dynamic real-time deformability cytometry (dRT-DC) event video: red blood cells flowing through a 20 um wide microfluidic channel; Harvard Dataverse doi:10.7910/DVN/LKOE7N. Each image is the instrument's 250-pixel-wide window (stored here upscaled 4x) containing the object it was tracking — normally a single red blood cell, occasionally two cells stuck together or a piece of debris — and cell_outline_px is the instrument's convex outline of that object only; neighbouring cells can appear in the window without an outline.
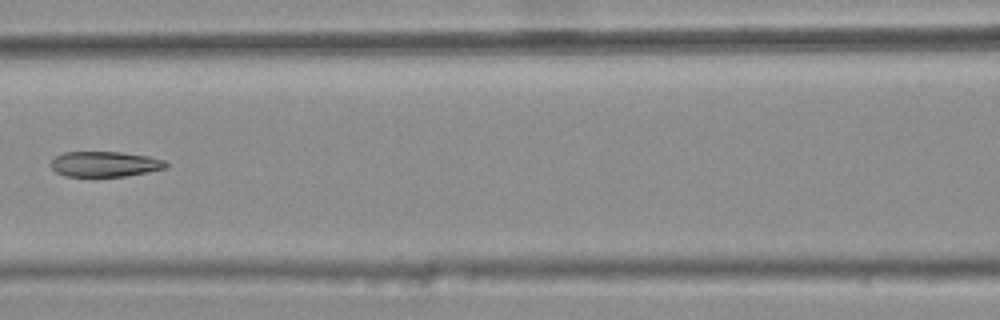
{"species": "common noctule bat (a hibernating species)", "species_latin": "Nyctalus noctula", "temperature_condition": "warm", "stored_images_in_passage": 6, "camera_frame_rate_fps": 3000, "um_per_image_px": 0.085, "animal": {"sex": "female", "body_mass_g": 25.1}, "frame": {"image": 1, "passage_image": 6, "time_ms": 1.667, "image_size_px": [1000, 320], "cell_outline_px": [[168, 164], [164, 168], [148, 172], [124, 176], [64, 176], [56, 172], [52, 168], [52, 160], [56, 156], [64, 152], [120, 152], [148, 156], [164, 160]], "centroid_in_image_um": [8.9, 13.94], "position_along_channel_um": 157.7, "area_um2": 16.82}}